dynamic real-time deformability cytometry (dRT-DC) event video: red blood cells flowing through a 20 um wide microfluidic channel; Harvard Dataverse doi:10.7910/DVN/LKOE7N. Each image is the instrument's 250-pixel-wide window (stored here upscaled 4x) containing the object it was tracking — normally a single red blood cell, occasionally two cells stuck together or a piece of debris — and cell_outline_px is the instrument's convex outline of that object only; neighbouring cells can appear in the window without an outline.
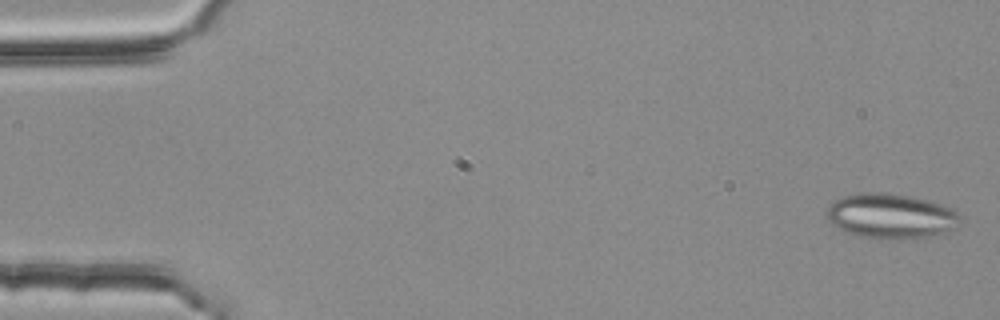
{"species": "common noctule bat (a hibernating species)", "species_latin": "Nyctalus noctula", "temperature_condition": "room temperature", "stored_images_in_passage": 5, "camera_frame_rate_fps": 3000, "um_per_image_px": 0.085, "animal": {"sex": "female", "body_mass_g": 25.1}, "frame": {"image": 1, "passage_image": 1, "time_ms": 0.0, "image_size_px": [1000, 320], "cell_outline_px": [[960, 224], [956, 228], [932, 236], [904, 240], [900, 240], [860, 236], [848, 232], [832, 224], [824, 216], [824, 212], [836, 200], [844, 196], [860, 192], [888, 192], [928, 200], [940, 204], [956, 212], [960, 216]], "centroid_in_image_um": [75.72, 18.37], "position_along_channel_um": 9.3, "area_um2": 35.03}}
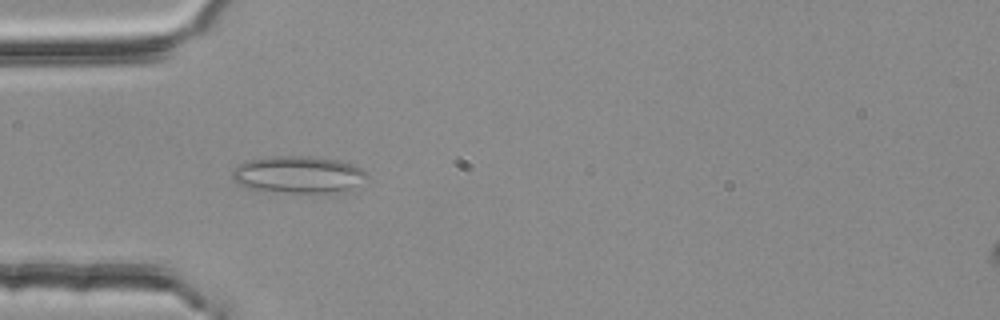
{"frame": {"image": 2, "passage_image": 4, "time_ms": 1.0, "image_size_px": [1000, 320], "cell_outline_px": [[368, 176], [348, 188], [324, 192], [288, 192], [248, 188], [232, 180], [232, 172], [240, 164], [248, 160], [272, 156], [304, 156], [340, 160], [352, 164], [368, 172]], "centroid_in_image_um": [25.3, 14.81], "position_along_channel_um": 59.7, "area_um2": 28.26}}
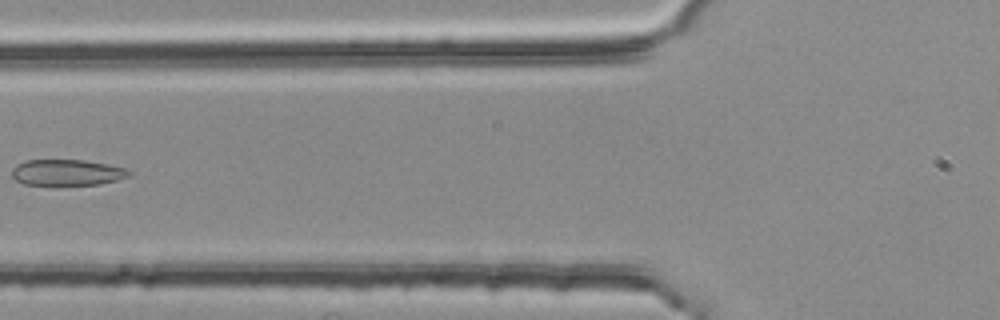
{"frame": {"image": 3, "passage_image": 5, "time_ms": 1.333, "image_size_px": [1000, 320], "cell_outline_px": [[132, 172], [128, 176], [116, 180], [100, 184], [24, 184], [16, 180], [12, 176], [12, 168], [16, 164], [24, 160], [84, 160], [108, 164], [124, 168]], "centroid_in_image_um": [5.67, 14.64], "position_along_channel_um": 120.1, "area_um2": 17.57}}